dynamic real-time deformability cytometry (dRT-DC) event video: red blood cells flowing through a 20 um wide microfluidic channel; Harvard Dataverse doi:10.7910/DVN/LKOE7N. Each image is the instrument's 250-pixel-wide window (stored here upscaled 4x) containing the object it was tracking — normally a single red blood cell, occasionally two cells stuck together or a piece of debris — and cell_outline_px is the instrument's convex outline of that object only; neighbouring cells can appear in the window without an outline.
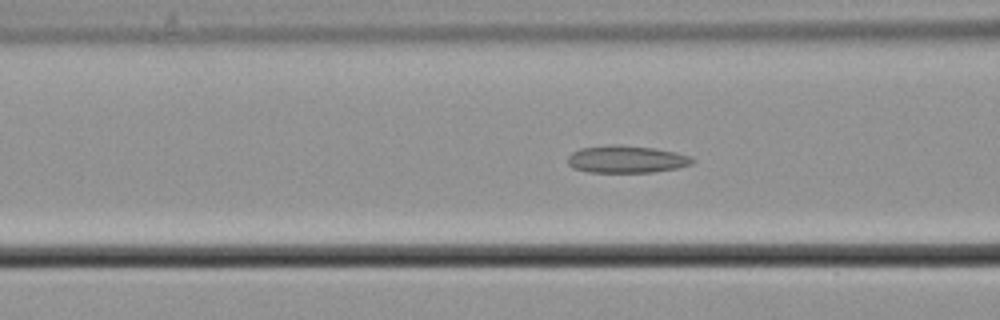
{"species": "common noctule bat (a hibernating species)", "species_latin": "Nyctalus noctula", "temperature_condition": "cold", "stored_images_in_passage": 58, "camera_frame_rate_fps": 3000, "um_per_image_px": 0.085, "animal": {"sex": "male", "body_mass_g": 21.5, "forearm_length_mm": 52.0}, "frame": {"image": 1, "passage_image": 23, "time_ms": 7.333, "image_size_px": [1000, 320], "cell_outline_px": [[696, 160], [692, 164], [676, 168], [652, 172], [588, 172], [572, 168], [568, 164], [568, 156], [572, 152], [580, 148], [612, 144], [620, 144], [656, 148], [676, 152], [688, 156]], "centroid_in_image_um": [53.23, 13.52], "position_along_channel_um": 113.4, "area_um2": 20.0}}
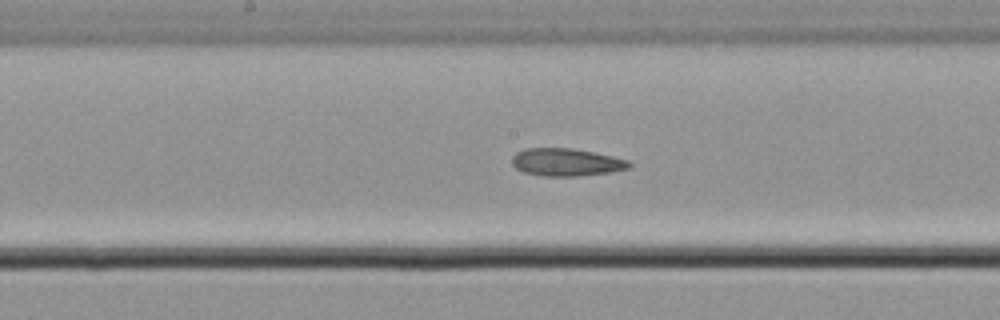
{"frame": {"image": 2, "passage_image": 30, "time_ms": 9.667, "image_size_px": [1000, 320], "cell_outline_px": [[632, 164], [628, 168], [608, 172], [576, 176], [540, 176], [524, 172], [516, 168], [512, 164], [512, 156], [516, 152], [524, 148], [572, 148], [612, 156], [628, 160]], "centroid_in_image_um": [48.08, 13.78], "position_along_channel_um": 200.1, "area_um2": 18.79}}
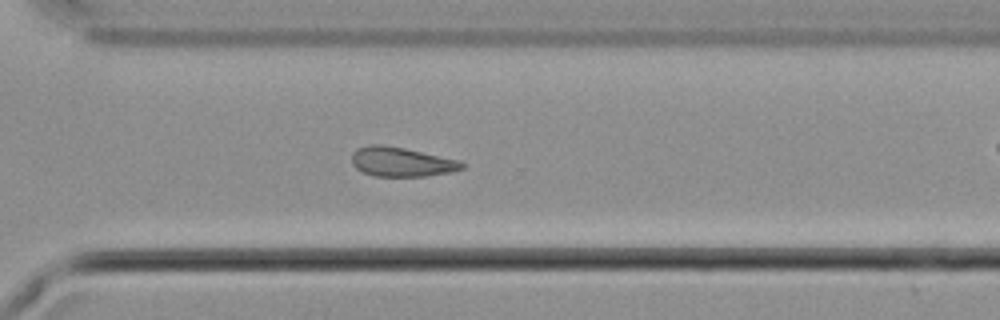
{"frame": {"image": 3, "passage_image": 41, "time_ms": 13.333, "image_size_px": [1000, 320], "cell_outline_px": [[468, 164], [464, 168], [452, 172], [428, 176], [376, 176], [364, 172], [356, 168], [352, 164], [352, 152], [356, 148], [368, 144], [384, 144], [404, 148], [460, 160]], "centroid_in_image_um": [34.15, 13.75], "position_along_channel_um": 336.5, "area_um2": 19.13}, "authors_computed_cell_mechanics": {"area_um2": 19.9988, "velocity_mm_per_s": 3.716, "shape_relaxation_time_tau1_ms": null, "shape_relaxation_time_tau2_ms": 8.9483, "deformation_change_tau1": null, "deformation_change_tau2": 0.161}}